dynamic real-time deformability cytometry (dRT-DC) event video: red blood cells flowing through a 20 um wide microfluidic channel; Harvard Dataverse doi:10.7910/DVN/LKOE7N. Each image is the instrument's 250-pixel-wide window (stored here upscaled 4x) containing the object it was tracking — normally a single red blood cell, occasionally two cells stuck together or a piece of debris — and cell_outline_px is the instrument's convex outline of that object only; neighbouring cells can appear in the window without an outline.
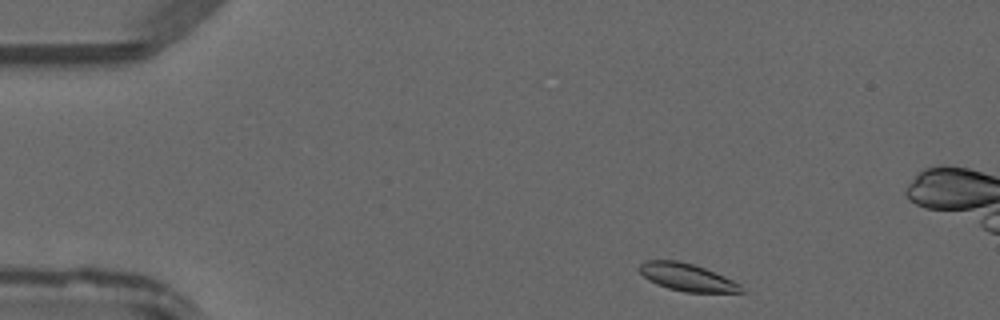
{"species": "common noctule bat (a hibernating species)", "species_latin": "Nyctalus noctula", "temperature_condition": "warm", "stored_images_in_passage": 43, "camera_frame_rate_fps": 3000, "um_per_image_px": 0.085, "animal": {"sex": "male", "forearm_length_mm": 52.5}, "frame": {"image": 1, "passage_image": 2, "time_ms": 0.333, "image_size_px": [1000, 320], "cell_outline_px": [[748, 292], [684, 292], [668, 288], [656, 284], [648, 280], [640, 272], [640, 264], [644, 260], [676, 260], [692, 264], [704, 268], [724, 276], [740, 284]], "centroid_in_image_um": [58.4, 23.57], "position_along_channel_um": 26.6, "area_um2": 16.24}}
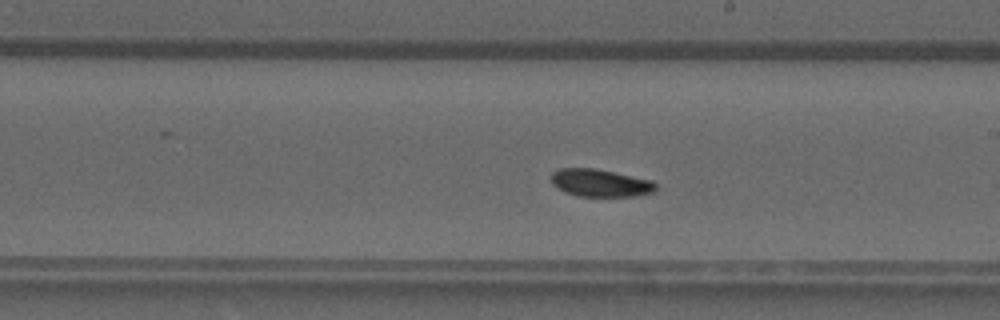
{"frame": {"image": 2, "passage_image": 22, "time_ms": 7.0, "image_size_px": [1000, 320], "cell_outline_px": [[656, 188], [652, 192], [636, 196], [576, 196], [564, 192], [552, 184], [552, 172], [560, 168], [596, 168], [652, 180], [656, 184]], "centroid_in_image_um": [51.01, 15.54], "position_along_channel_um": 238.0, "area_um2": 16.82}}
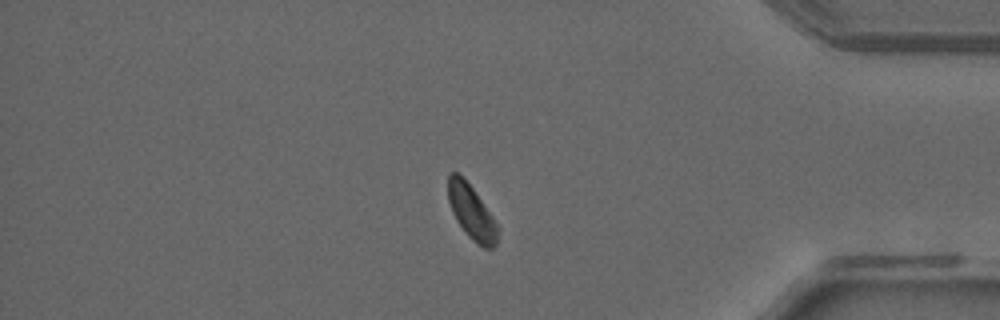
{"frame": {"image": 3, "passage_image": 35, "time_ms": 11.333, "image_size_px": [1000, 320], "cell_outline_px": [[496, 244], [492, 248], [484, 248], [476, 244], [468, 236], [456, 220], [452, 212], [448, 200], [448, 172], [460, 172], [464, 176], [492, 216], [496, 224]], "centroid_in_image_um": [40.02, 17.98], "position_along_channel_um": 395.2, "area_um2": 15.55}}